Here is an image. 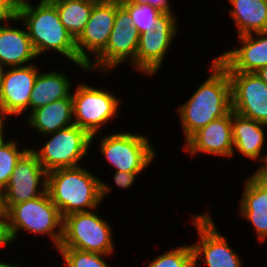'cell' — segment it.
Returning <instances> with one entry per match:
<instances>
[{
  "mask_svg": "<svg viewBox=\"0 0 267 267\" xmlns=\"http://www.w3.org/2000/svg\"><path fill=\"white\" fill-rule=\"evenodd\" d=\"M211 74L185 103L177 107L186 142L211 121L226 116L231 110V83L227 70L214 58Z\"/></svg>",
  "mask_w": 267,
  "mask_h": 267,
  "instance_id": "6da1fadb",
  "label": "cell"
},
{
  "mask_svg": "<svg viewBox=\"0 0 267 267\" xmlns=\"http://www.w3.org/2000/svg\"><path fill=\"white\" fill-rule=\"evenodd\" d=\"M111 190L112 186L83 166L55 169L47 174V192L62 218L99 208Z\"/></svg>",
  "mask_w": 267,
  "mask_h": 267,
  "instance_id": "7a4b0ae2",
  "label": "cell"
},
{
  "mask_svg": "<svg viewBox=\"0 0 267 267\" xmlns=\"http://www.w3.org/2000/svg\"><path fill=\"white\" fill-rule=\"evenodd\" d=\"M16 16L24 23L37 57L54 51L88 72L85 64L78 63L76 40L61 23L56 7L49 0H41L37 5L30 1L16 10Z\"/></svg>",
  "mask_w": 267,
  "mask_h": 267,
  "instance_id": "3957f363",
  "label": "cell"
},
{
  "mask_svg": "<svg viewBox=\"0 0 267 267\" xmlns=\"http://www.w3.org/2000/svg\"><path fill=\"white\" fill-rule=\"evenodd\" d=\"M7 214L13 241L19 237L18 232L23 230L37 235H48L55 249L59 248L63 237V218L48 192L11 206Z\"/></svg>",
  "mask_w": 267,
  "mask_h": 267,
  "instance_id": "277c9868",
  "label": "cell"
},
{
  "mask_svg": "<svg viewBox=\"0 0 267 267\" xmlns=\"http://www.w3.org/2000/svg\"><path fill=\"white\" fill-rule=\"evenodd\" d=\"M95 211L96 209L72 213L63 218V237L59 248H73L108 256L114 253L110 223Z\"/></svg>",
  "mask_w": 267,
  "mask_h": 267,
  "instance_id": "5b68a950",
  "label": "cell"
},
{
  "mask_svg": "<svg viewBox=\"0 0 267 267\" xmlns=\"http://www.w3.org/2000/svg\"><path fill=\"white\" fill-rule=\"evenodd\" d=\"M76 86L75 92L71 94L74 125L85 130L91 136V142L94 143L93 140L95 136H99L101 127L106 126L117 116L121 103L119 98L109 90L95 88L87 82H80Z\"/></svg>",
  "mask_w": 267,
  "mask_h": 267,
  "instance_id": "8992f818",
  "label": "cell"
},
{
  "mask_svg": "<svg viewBox=\"0 0 267 267\" xmlns=\"http://www.w3.org/2000/svg\"><path fill=\"white\" fill-rule=\"evenodd\" d=\"M98 145L103 158L116 169L114 172L142 173L157 157L149 137L140 133H110Z\"/></svg>",
  "mask_w": 267,
  "mask_h": 267,
  "instance_id": "52a82bcc",
  "label": "cell"
},
{
  "mask_svg": "<svg viewBox=\"0 0 267 267\" xmlns=\"http://www.w3.org/2000/svg\"><path fill=\"white\" fill-rule=\"evenodd\" d=\"M139 36L129 12L120 4V0H116V17L109 41L105 49L87 66L88 71L97 70L105 75L126 61L136 70Z\"/></svg>",
  "mask_w": 267,
  "mask_h": 267,
  "instance_id": "ba28073f",
  "label": "cell"
},
{
  "mask_svg": "<svg viewBox=\"0 0 267 267\" xmlns=\"http://www.w3.org/2000/svg\"><path fill=\"white\" fill-rule=\"evenodd\" d=\"M51 136L40 149H32L42 167L50 172L60 168L81 166L79 161L88 155L91 136L77 125L45 135Z\"/></svg>",
  "mask_w": 267,
  "mask_h": 267,
  "instance_id": "9c48e42d",
  "label": "cell"
},
{
  "mask_svg": "<svg viewBox=\"0 0 267 267\" xmlns=\"http://www.w3.org/2000/svg\"><path fill=\"white\" fill-rule=\"evenodd\" d=\"M192 217L191 224L199 238L197 243L191 244L194 267L199 266V261L207 267H243L241 256L232 249L226 237L218 231L209 213L194 214Z\"/></svg>",
  "mask_w": 267,
  "mask_h": 267,
  "instance_id": "30bf717a",
  "label": "cell"
},
{
  "mask_svg": "<svg viewBox=\"0 0 267 267\" xmlns=\"http://www.w3.org/2000/svg\"><path fill=\"white\" fill-rule=\"evenodd\" d=\"M47 174L36 154L29 148L17 161L9 183L2 191L3 209L7 211L15 204L45 194Z\"/></svg>",
  "mask_w": 267,
  "mask_h": 267,
  "instance_id": "8fae6325",
  "label": "cell"
},
{
  "mask_svg": "<svg viewBox=\"0 0 267 267\" xmlns=\"http://www.w3.org/2000/svg\"><path fill=\"white\" fill-rule=\"evenodd\" d=\"M177 15L165 13L158 20V28L143 32L139 36L136 53V70L147 77L160 71L167 51L173 43L178 31Z\"/></svg>",
  "mask_w": 267,
  "mask_h": 267,
  "instance_id": "7c38bea8",
  "label": "cell"
},
{
  "mask_svg": "<svg viewBox=\"0 0 267 267\" xmlns=\"http://www.w3.org/2000/svg\"><path fill=\"white\" fill-rule=\"evenodd\" d=\"M232 111L267 125V85L254 73L227 72Z\"/></svg>",
  "mask_w": 267,
  "mask_h": 267,
  "instance_id": "4fadbf2b",
  "label": "cell"
},
{
  "mask_svg": "<svg viewBox=\"0 0 267 267\" xmlns=\"http://www.w3.org/2000/svg\"><path fill=\"white\" fill-rule=\"evenodd\" d=\"M116 17V0H98L84 30L76 39L78 63L88 66L106 47ZM93 54V55H89Z\"/></svg>",
  "mask_w": 267,
  "mask_h": 267,
  "instance_id": "5bb4252c",
  "label": "cell"
},
{
  "mask_svg": "<svg viewBox=\"0 0 267 267\" xmlns=\"http://www.w3.org/2000/svg\"><path fill=\"white\" fill-rule=\"evenodd\" d=\"M37 63L4 68L0 110L7 117L20 116L29 111V100L40 69Z\"/></svg>",
  "mask_w": 267,
  "mask_h": 267,
  "instance_id": "9a60e30c",
  "label": "cell"
},
{
  "mask_svg": "<svg viewBox=\"0 0 267 267\" xmlns=\"http://www.w3.org/2000/svg\"><path fill=\"white\" fill-rule=\"evenodd\" d=\"M238 40L240 47L215 57L227 72L254 73L267 66V31L241 35Z\"/></svg>",
  "mask_w": 267,
  "mask_h": 267,
  "instance_id": "2e32d148",
  "label": "cell"
},
{
  "mask_svg": "<svg viewBox=\"0 0 267 267\" xmlns=\"http://www.w3.org/2000/svg\"><path fill=\"white\" fill-rule=\"evenodd\" d=\"M184 145V150L191 157L199 153L233 157L232 110L199 129Z\"/></svg>",
  "mask_w": 267,
  "mask_h": 267,
  "instance_id": "e0dca14e",
  "label": "cell"
},
{
  "mask_svg": "<svg viewBox=\"0 0 267 267\" xmlns=\"http://www.w3.org/2000/svg\"><path fill=\"white\" fill-rule=\"evenodd\" d=\"M14 21L21 22L22 28L12 26L10 23L0 25V66L2 68L27 66L33 64V60L37 57L24 23L16 15Z\"/></svg>",
  "mask_w": 267,
  "mask_h": 267,
  "instance_id": "ac0fdd59",
  "label": "cell"
},
{
  "mask_svg": "<svg viewBox=\"0 0 267 267\" xmlns=\"http://www.w3.org/2000/svg\"><path fill=\"white\" fill-rule=\"evenodd\" d=\"M239 202V214L253 226L260 242L267 239V184L252 175L244 181Z\"/></svg>",
  "mask_w": 267,
  "mask_h": 267,
  "instance_id": "d6986e66",
  "label": "cell"
},
{
  "mask_svg": "<svg viewBox=\"0 0 267 267\" xmlns=\"http://www.w3.org/2000/svg\"><path fill=\"white\" fill-rule=\"evenodd\" d=\"M265 124L232 111L233 155L237 152L252 161H260L265 143Z\"/></svg>",
  "mask_w": 267,
  "mask_h": 267,
  "instance_id": "ffe728a7",
  "label": "cell"
},
{
  "mask_svg": "<svg viewBox=\"0 0 267 267\" xmlns=\"http://www.w3.org/2000/svg\"><path fill=\"white\" fill-rule=\"evenodd\" d=\"M25 123L43 136L74 125L72 96L30 112Z\"/></svg>",
  "mask_w": 267,
  "mask_h": 267,
  "instance_id": "44dd1931",
  "label": "cell"
},
{
  "mask_svg": "<svg viewBox=\"0 0 267 267\" xmlns=\"http://www.w3.org/2000/svg\"><path fill=\"white\" fill-rule=\"evenodd\" d=\"M59 71H39L30 95L29 112L72 94L70 77Z\"/></svg>",
  "mask_w": 267,
  "mask_h": 267,
  "instance_id": "7402d4cb",
  "label": "cell"
},
{
  "mask_svg": "<svg viewBox=\"0 0 267 267\" xmlns=\"http://www.w3.org/2000/svg\"><path fill=\"white\" fill-rule=\"evenodd\" d=\"M237 36L267 31V0H228Z\"/></svg>",
  "mask_w": 267,
  "mask_h": 267,
  "instance_id": "603a6c76",
  "label": "cell"
},
{
  "mask_svg": "<svg viewBox=\"0 0 267 267\" xmlns=\"http://www.w3.org/2000/svg\"><path fill=\"white\" fill-rule=\"evenodd\" d=\"M57 9L60 21L76 40L87 24L98 0H49Z\"/></svg>",
  "mask_w": 267,
  "mask_h": 267,
  "instance_id": "cb8c5ba5",
  "label": "cell"
},
{
  "mask_svg": "<svg viewBox=\"0 0 267 267\" xmlns=\"http://www.w3.org/2000/svg\"><path fill=\"white\" fill-rule=\"evenodd\" d=\"M132 19V24L139 35L151 29L158 28V20L165 14L150 4L120 3Z\"/></svg>",
  "mask_w": 267,
  "mask_h": 267,
  "instance_id": "d4e9b609",
  "label": "cell"
},
{
  "mask_svg": "<svg viewBox=\"0 0 267 267\" xmlns=\"http://www.w3.org/2000/svg\"><path fill=\"white\" fill-rule=\"evenodd\" d=\"M4 138L0 142V190L3 191L8 185L11 174L15 168L17 161L29 149L24 147L19 149L17 140Z\"/></svg>",
  "mask_w": 267,
  "mask_h": 267,
  "instance_id": "484cf974",
  "label": "cell"
},
{
  "mask_svg": "<svg viewBox=\"0 0 267 267\" xmlns=\"http://www.w3.org/2000/svg\"><path fill=\"white\" fill-rule=\"evenodd\" d=\"M66 267H112L105 261L107 254L73 248H58Z\"/></svg>",
  "mask_w": 267,
  "mask_h": 267,
  "instance_id": "4316f807",
  "label": "cell"
},
{
  "mask_svg": "<svg viewBox=\"0 0 267 267\" xmlns=\"http://www.w3.org/2000/svg\"><path fill=\"white\" fill-rule=\"evenodd\" d=\"M147 267H194L191 245H182L155 257Z\"/></svg>",
  "mask_w": 267,
  "mask_h": 267,
  "instance_id": "83f0119b",
  "label": "cell"
},
{
  "mask_svg": "<svg viewBox=\"0 0 267 267\" xmlns=\"http://www.w3.org/2000/svg\"><path fill=\"white\" fill-rule=\"evenodd\" d=\"M14 243L8 221L6 210L0 211V247H6Z\"/></svg>",
  "mask_w": 267,
  "mask_h": 267,
  "instance_id": "f1b7e54d",
  "label": "cell"
},
{
  "mask_svg": "<svg viewBox=\"0 0 267 267\" xmlns=\"http://www.w3.org/2000/svg\"><path fill=\"white\" fill-rule=\"evenodd\" d=\"M113 181L114 184L117 185V187L123 188V189H128L132 188L134 183H136V178L138 175L141 173H129V172H120L117 171L113 173Z\"/></svg>",
  "mask_w": 267,
  "mask_h": 267,
  "instance_id": "f546056e",
  "label": "cell"
},
{
  "mask_svg": "<svg viewBox=\"0 0 267 267\" xmlns=\"http://www.w3.org/2000/svg\"><path fill=\"white\" fill-rule=\"evenodd\" d=\"M120 3L150 4L164 13H175L172 11L169 0H120Z\"/></svg>",
  "mask_w": 267,
  "mask_h": 267,
  "instance_id": "4dcf8cb0",
  "label": "cell"
},
{
  "mask_svg": "<svg viewBox=\"0 0 267 267\" xmlns=\"http://www.w3.org/2000/svg\"><path fill=\"white\" fill-rule=\"evenodd\" d=\"M15 15L16 12L4 0H0V25L7 21L13 22Z\"/></svg>",
  "mask_w": 267,
  "mask_h": 267,
  "instance_id": "1f68e13d",
  "label": "cell"
},
{
  "mask_svg": "<svg viewBox=\"0 0 267 267\" xmlns=\"http://www.w3.org/2000/svg\"><path fill=\"white\" fill-rule=\"evenodd\" d=\"M260 162H262V166H259L255 173L251 174L254 178H256L259 182L263 184H267V155L261 158Z\"/></svg>",
  "mask_w": 267,
  "mask_h": 267,
  "instance_id": "d6a6232c",
  "label": "cell"
},
{
  "mask_svg": "<svg viewBox=\"0 0 267 267\" xmlns=\"http://www.w3.org/2000/svg\"><path fill=\"white\" fill-rule=\"evenodd\" d=\"M29 0H9V6L16 12V10L24 5L29 4Z\"/></svg>",
  "mask_w": 267,
  "mask_h": 267,
  "instance_id": "836d02e7",
  "label": "cell"
},
{
  "mask_svg": "<svg viewBox=\"0 0 267 267\" xmlns=\"http://www.w3.org/2000/svg\"><path fill=\"white\" fill-rule=\"evenodd\" d=\"M5 121H6V116L2 113V111L0 110V142L6 138L4 137V135H6V133L4 132V128H5Z\"/></svg>",
  "mask_w": 267,
  "mask_h": 267,
  "instance_id": "e575fe53",
  "label": "cell"
},
{
  "mask_svg": "<svg viewBox=\"0 0 267 267\" xmlns=\"http://www.w3.org/2000/svg\"><path fill=\"white\" fill-rule=\"evenodd\" d=\"M264 83L267 85V66L260 68L256 72Z\"/></svg>",
  "mask_w": 267,
  "mask_h": 267,
  "instance_id": "d590c367",
  "label": "cell"
},
{
  "mask_svg": "<svg viewBox=\"0 0 267 267\" xmlns=\"http://www.w3.org/2000/svg\"><path fill=\"white\" fill-rule=\"evenodd\" d=\"M0 267H22V266H20L16 263H14V265H13L9 262H4V261L0 260Z\"/></svg>",
  "mask_w": 267,
  "mask_h": 267,
  "instance_id": "8d00e7d4",
  "label": "cell"
},
{
  "mask_svg": "<svg viewBox=\"0 0 267 267\" xmlns=\"http://www.w3.org/2000/svg\"><path fill=\"white\" fill-rule=\"evenodd\" d=\"M3 73H4V68H2L0 66V97H1V94H2V77H3Z\"/></svg>",
  "mask_w": 267,
  "mask_h": 267,
  "instance_id": "74e56055",
  "label": "cell"
},
{
  "mask_svg": "<svg viewBox=\"0 0 267 267\" xmlns=\"http://www.w3.org/2000/svg\"><path fill=\"white\" fill-rule=\"evenodd\" d=\"M3 196H2V191L0 190V211H3Z\"/></svg>",
  "mask_w": 267,
  "mask_h": 267,
  "instance_id": "f35d334b",
  "label": "cell"
}]
</instances>
